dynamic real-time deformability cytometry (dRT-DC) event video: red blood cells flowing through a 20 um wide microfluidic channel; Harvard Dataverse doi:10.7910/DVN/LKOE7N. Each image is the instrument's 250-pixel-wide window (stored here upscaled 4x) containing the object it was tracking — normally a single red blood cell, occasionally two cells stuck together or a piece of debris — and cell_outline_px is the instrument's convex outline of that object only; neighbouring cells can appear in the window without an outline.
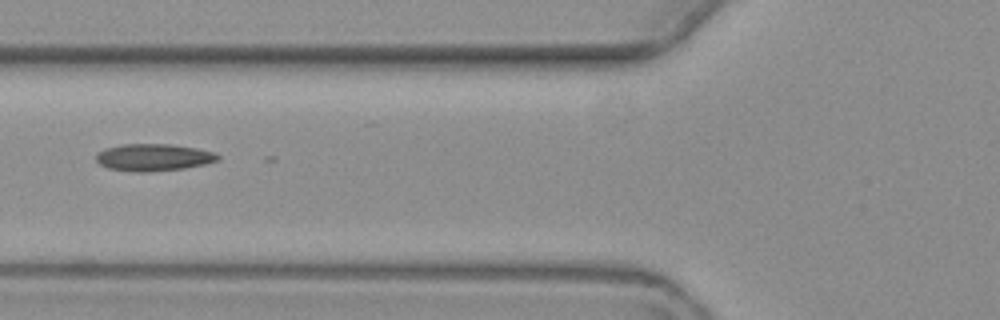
{"species": "common noctule bat (a hibernating species)", "species_latin": "Nyctalus noctula", "temperature_condition": "warm", "stored_images_in_passage": 9, "camera_frame_rate_fps": 3000, "um_per_image_px": 0.085, "animal": {"sex": "female", "body_mass_g": 19.3, "forearm_length_mm": 54.1}, "frame": {"image": 1, "passage_image": 7, "time_ms": 7.333, "image_size_px": [1000, 320], "cell_outline_px": [[220, 160], [204, 164], [184, 168], [148, 172], [132, 172], [108, 168], [100, 164], [96, 160], [96, 152], [104, 148], [120, 144], [172, 144], [196, 148], [216, 152], [220, 156]], "centroid_in_image_um": [13.04, 13.37], "position_along_channel_um": 112.8, "area_um2": 19.48}}
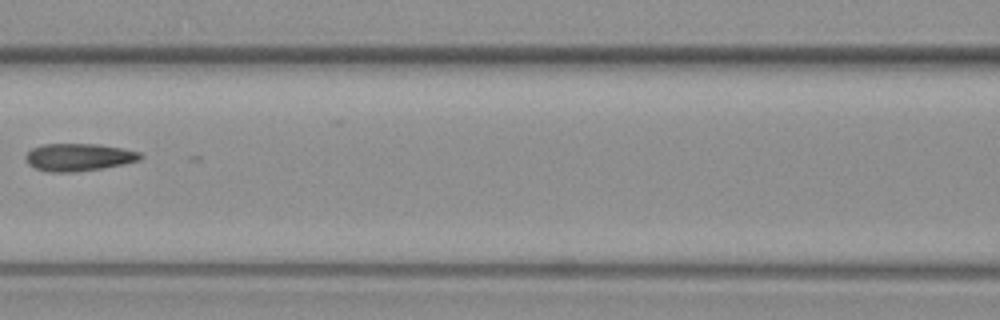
{"frame": {"image": 2, "passage_image": 8, "time_ms": 8.667, "image_size_px": [1000, 320], "cell_outline_px": [[144, 156], [140, 160], [104, 168], [76, 172], [48, 172], [36, 168], [28, 164], [24, 160], [24, 156], [32, 148], [40, 144], [100, 144], [140, 152]], "centroid_in_image_um": [6.66, 13.36], "position_along_channel_um": 159.9, "area_um2": 18.55}}
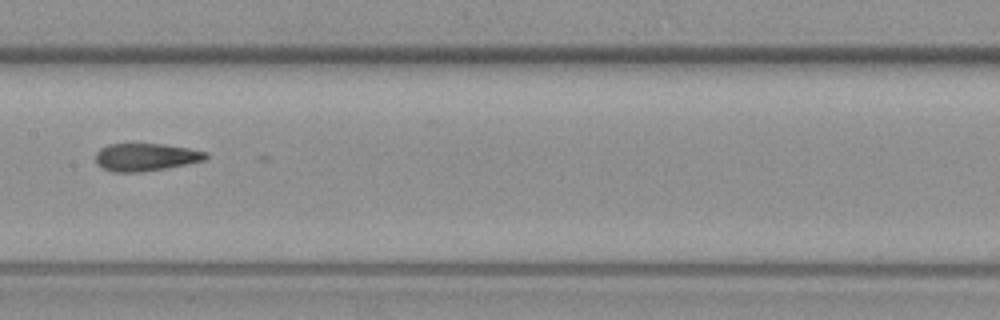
{"frame": {"image": 3, "passage_image": 9, "time_ms": 9.667, "image_size_px": [1000, 320], "cell_outline_px": [[208, 156], [204, 160], [164, 168], [140, 172], [112, 172], [96, 164], [96, 152], [100, 148], [108, 144], [164, 144], [188, 148], [208, 152]], "centroid_in_image_um": [12.36, 13.35], "position_along_channel_um": 195.0, "area_um2": 17.63}}